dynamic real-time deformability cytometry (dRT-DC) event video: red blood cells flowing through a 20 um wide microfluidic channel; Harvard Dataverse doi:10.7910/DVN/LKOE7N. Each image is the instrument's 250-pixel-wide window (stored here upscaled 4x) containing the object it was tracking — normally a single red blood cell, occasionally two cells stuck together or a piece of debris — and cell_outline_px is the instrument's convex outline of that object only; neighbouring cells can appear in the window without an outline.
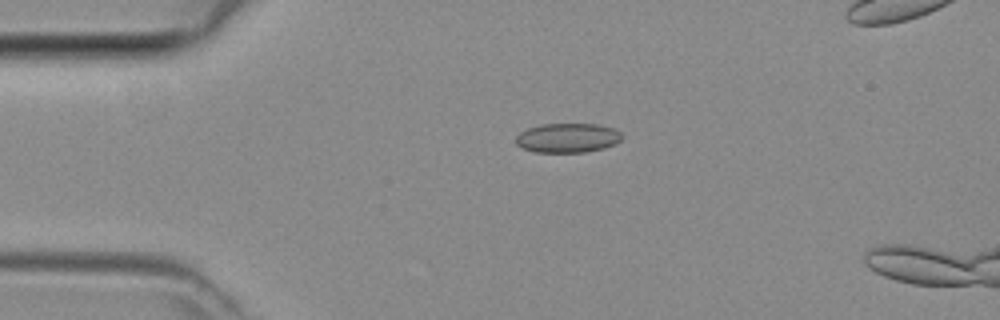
{"species": "common noctule bat (a hibernating species)", "species_latin": "Nyctalus noctula", "temperature_condition": "room temperature", "stored_images_in_passage": 37, "camera_frame_rate_fps": 3000, "um_per_image_px": 0.085, "animal": {"sex": "female", "body_mass_g": 29.2, "forearm_length_mm": 56.3}, "frame": {"image": 1, "passage_image": 3, "time_ms": 0.667, "image_size_px": [1000, 320], "cell_outline_px": [[624, 136], [616, 144], [604, 148], [584, 152], [536, 152], [524, 148], [516, 144], [516, 136], [520, 132], [528, 128], [540, 124], [600, 124], [616, 128]], "centroid_in_image_um": [48.29, 11.71], "position_along_channel_um": 36.7, "area_um2": 18.32}}
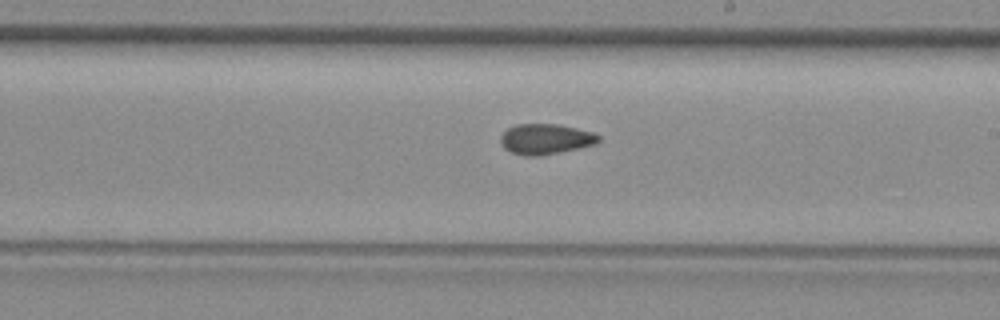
{"frame": {"image": 2, "passage_image": 19, "time_ms": 6.0, "image_size_px": [1000, 320], "cell_outline_px": [[600, 140], [596, 144], [536, 156], [528, 156], [512, 152], [504, 148], [500, 140], [500, 136], [508, 128], [516, 124], [556, 124], [576, 128], [592, 132], [600, 136]], "centroid_in_image_um": [46.36, 11.8], "position_along_channel_um": 242.6, "area_um2": 17.05}}
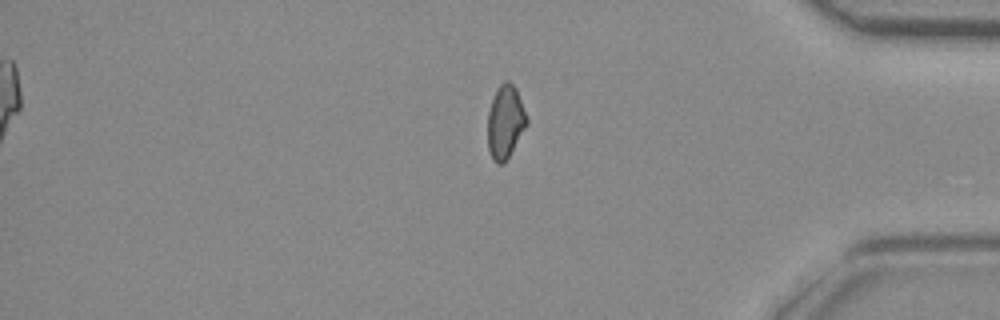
{"frame": {"image": 3, "passage_image": 31, "time_ms": 10.0, "image_size_px": [1000, 320], "cell_outline_px": [[528, 124], [504, 164], [496, 164], [492, 160], [488, 148], [488, 112], [496, 88], [504, 80], [508, 80], [516, 88], [528, 120]], "centroid_in_image_um": [42.94, 10.37], "position_along_channel_um": 392.3, "area_um2": 16.76}}